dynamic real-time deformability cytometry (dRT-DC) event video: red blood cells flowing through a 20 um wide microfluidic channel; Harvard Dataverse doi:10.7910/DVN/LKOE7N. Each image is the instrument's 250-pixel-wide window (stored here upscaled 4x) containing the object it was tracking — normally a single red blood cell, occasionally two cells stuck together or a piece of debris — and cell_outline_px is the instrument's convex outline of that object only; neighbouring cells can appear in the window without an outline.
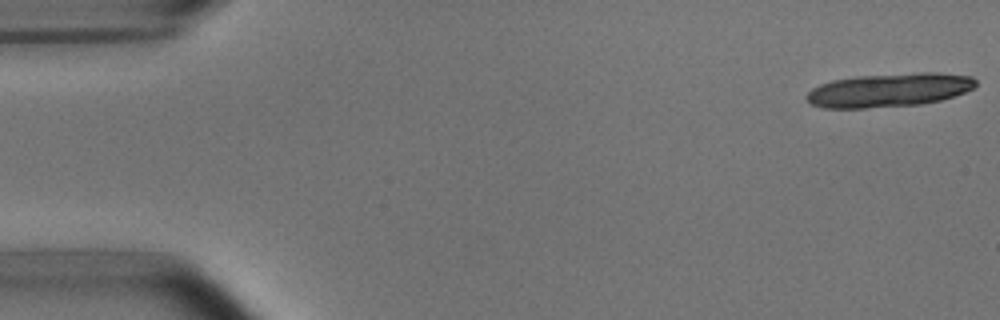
{"species": "common noctule bat (a hibernating species)", "species_latin": "Nyctalus noctula", "temperature_condition": "room temperature", "stored_images_in_passage": 18, "camera_frame_rate_fps": 3000, "um_per_image_px": 0.085, "animal": {"sex": "male", "body_mass_g": 15.6}, "frame": {"image": 1, "passage_image": 1, "time_ms": 0.0, "image_size_px": [1000, 320], "cell_outline_px": [[976, 84], [972, 88], [964, 92], [940, 100], [920, 104], [864, 108], [824, 108], [812, 104], [804, 96], [812, 88], [820, 84], [832, 80], [856, 76], [916, 72], [936, 72], [972, 76], [976, 80]], "centroid_in_image_um": [75.55, 7.64], "position_along_channel_um": 9.4, "area_um2": 33.23}}